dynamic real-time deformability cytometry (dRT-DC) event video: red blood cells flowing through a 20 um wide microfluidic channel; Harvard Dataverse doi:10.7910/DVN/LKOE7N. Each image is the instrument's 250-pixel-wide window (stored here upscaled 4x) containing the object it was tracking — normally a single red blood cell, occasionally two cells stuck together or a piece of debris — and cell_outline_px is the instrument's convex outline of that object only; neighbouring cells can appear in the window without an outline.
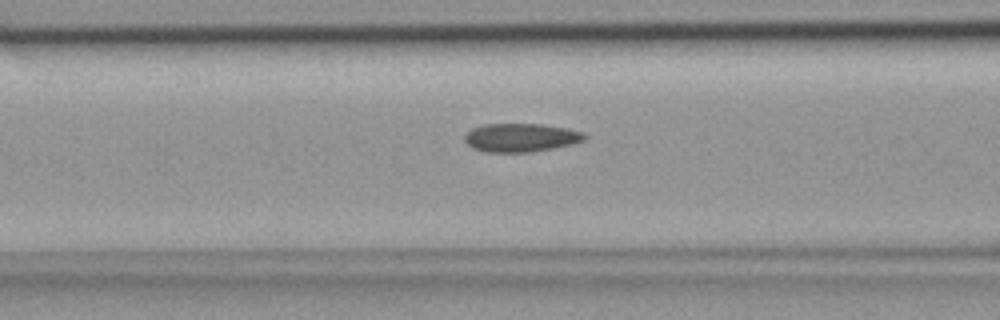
{"species": "common noctule bat (a hibernating species)", "species_latin": "Nyctalus noctula", "temperature_condition": "room temperature", "stored_images_in_passage": 5, "camera_frame_rate_fps": 3000, "um_per_image_px": 0.085, "animal": {"sex": "female", "body_mass_g": 18.4}, "frame": {"image": 1, "passage_image": 5, "time_ms": 1.333, "image_size_px": [1000, 320], "cell_outline_px": [[588, 136], [584, 140], [572, 144], [552, 148], [528, 152], [484, 152], [472, 148], [464, 140], [464, 136], [472, 128], [484, 124], [540, 124], [564, 128], [584, 132]], "centroid_in_image_um": [44.25, 11.7], "position_along_channel_um": 122.3, "area_um2": 19.83}}